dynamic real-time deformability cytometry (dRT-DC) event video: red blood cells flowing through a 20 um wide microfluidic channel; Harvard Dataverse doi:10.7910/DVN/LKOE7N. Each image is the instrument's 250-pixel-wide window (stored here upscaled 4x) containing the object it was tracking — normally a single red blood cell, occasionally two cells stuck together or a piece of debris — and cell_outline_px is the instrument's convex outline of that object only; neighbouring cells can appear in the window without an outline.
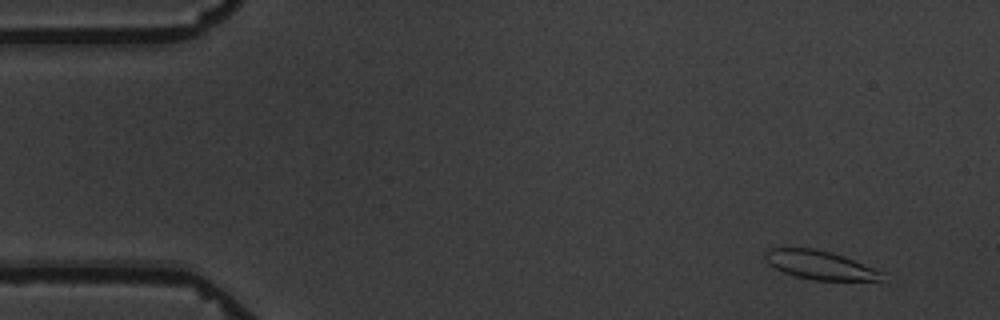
{"species": "common noctule bat (a hibernating species)", "species_latin": "Nyctalus noctula", "temperature_condition": "warm", "stored_images_in_passage": 7, "camera_frame_rate_fps": 3000, "um_per_image_px": 0.085, "animal": {"sex": "male", "body_mass_g": 19.5, "forearm_length_mm": 54.6}, "frame": {"image": 1, "passage_image": 2, "time_ms": 1.0, "image_size_px": [1000, 320], "cell_outline_px": [[884, 272], [880, 280], [812, 280], [796, 276], [784, 272], [768, 264], [764, 256], [764, 252], [768, 248], [812, 248], [844, 256]], "centroid_in_image_um": [69.65, 22.52], "position_along_channel_um": 15.3, "area_um2": 19.31}}
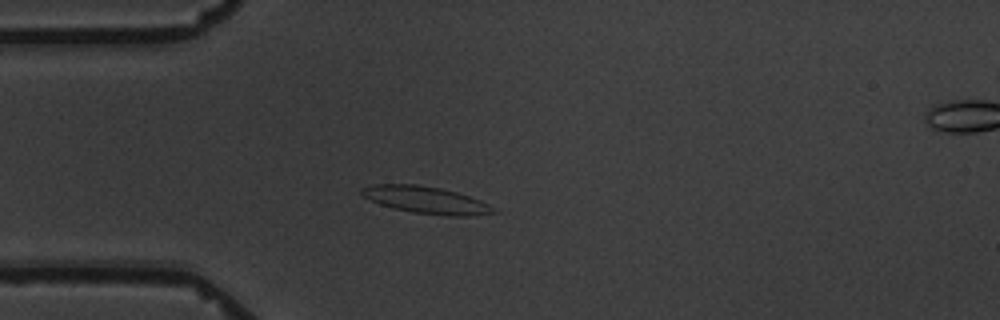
{"frame": {"image": 2, "passage_image": 5, "time_ms": 4.667, "image_size_px": [1000, 320], "cell_outline_px": [[500, 212], [472, 216], [448, 216], [412, 212], [392, 208], [380, 204], [364, 196], [360, 192], [360, 188], [372, 184], [416, 184], [440, 188], [456, 192], [480, 200], [496, 208]], "centroid_in_image_um": [36.24, 17.0], "position_along_channel_um": 48.8, "area_um2": 20.87}}
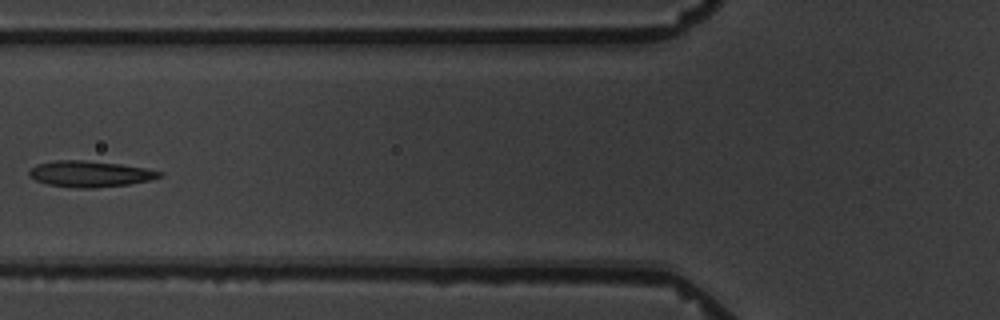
{"frame": {"image": 3, "passage_image": 7, "time_ms": 7.0, "image_size_px": [1000, 320], "cell_outline_px": [[164, 176], [152, 180], [128, 184], [92, 188], [80, 188], [48, 184], [36, 180], [28, 176], [28, 172], [36, 164], [56, 160], [84, 160], [120, 164], [144, 168], [164, 172]], "centroid_in_image_um": [7.67, 14.78], "position_along_channel_um": 118.1, "area_um2": 19.77}}